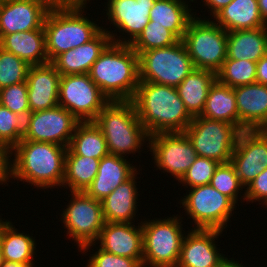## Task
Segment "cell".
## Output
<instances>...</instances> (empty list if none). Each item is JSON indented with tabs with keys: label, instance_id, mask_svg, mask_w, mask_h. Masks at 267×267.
Listing matches in <instances>:
<instances>
[{
	"label": "cell",
	"instance_id": "3957f363",
	"mask_svg": "<svg viewBox=\"0 0 267 267\" xmlns=\"http://www.w3.org/2000/svg\"><path fill=\"white\" fill-rule=\"evenodd\" d=\"M88 74L110 101L132 100L139 85L138 54L131 45L111 42Z\"/></svg>",
	"mask_w": 267,
	"mask_h": 267
},
{
	"label": "cell",
	"instance_id": "f1b7e54d",
	"mask_svg": "<svg viewBox=\"0 0 267 267\" xmlns=\"http://www.w3.org/2000/svg\"><path fill=\"white\" fill-rule=\"evenodd\" d=\"M186 1L156 0L150 10L149 21L167 28L182 40L189 22L195 17Z\"/></svg>",
	"mask_w": 267,
	"mask_h": 267
},
{
	"label": "cell",
	"instance_id": "e575fe53",
	"mask_svg": "<svg viewBox=\"0 0 267 267\" xmlns=\"http://www.w3.org/2000/svg\"><path fill=\"white\" fill-rule=\"evenodd\" d=\"M179 41L172 31L160 25H153L149 21L131 47L136 53H142L146 50L168 47Z\"/></svg>",
	"mask_w": 267,
	"mask_h": 267
},
{
	"label": "cell",
	"instance_id": "2e32d148",
	"mask_svg": "<svg viewBox=\"0 0 267 267\" xmlns=\"http://www.w3.org/2000/svg\"><path fill=\"white\" fill-rule=\"evenodd\" d=\"M156 0H108L106 3V17L110 24L114 25L118 32L127 33V39L115 38L117 33L108 31L114 43L131 45L142 33L144 27L149 23L150 10ZM125 32V33H124ZM116 34V35H115ZM130 35V36H129ZM122 40H121V38ZM130 37V38H129ZM117 39V40H116Z\"/></svg>",
	"mask_w": 267,
	"mask_h": 267
},
{
	"label": "cell",
	"instance_id": "74e56055",
	"mask_svg": "<svg viewBox=\"0 0 267 267\" xmlns=\"http://www.w3.org/2000/svg\"><path fill=\"white\" fill-rule=\"evenodd\" d=\"M220 193L229 197L235 204L238 203V194L242 193L245 186L241 183L237 173L230 162L220 163L215 170L214 175L209 183Z\"/></svg>",
	"mask_w": 267,
	"mask_h": 267
},
{
	"label": "cell",
	"instance_id": "52a82bcc",
	"mask_svg": "<svg viewBox=\"0 0 267 267\" xmlns=\"http://www.w3.org/2000/svg\"><path fill=\"white\" fill-rule=\"evenodd\" d=\"M182 41L195 68L217 73L227 58V31L213 20L195 16Z\"/></svg>",
	"mask_w": 267,
	"mask_h": 267
},
{
	"label": "cell",
	"instance_id": "7bdbcfd3",
	"mask_svg": "<svg viewBox=\"0 0 267 267\" xmlns=\"http://www.w3.org/2000/svg\"><path fill=\"white\" fill-rule=\"evenodd\" d=\"M10 150L0 145V184H7L11 178V154Z\"/></svg>",
	"mask_w": 267,
	"mask_h": 267
},
{
	"label": "cell",
	"instance_id": "f35d334b",
	"mask_svg": "<svg viewBox=\"0 0 267 267\" xmlns=\"http://www.w3.org/2000/svg\"><path fill=\"white\" fill-rule=\"evenodd\" d=\"M219 164L216 160L197 156L179 182L186 188L208 185Z\"/></svg>",
	"mask_w": 267,
	"mask_h": 267
},
{
	"label": "cell",
	"instance_id": "d6986e66",
	"mask_svg": "<svg viewBox=\"0 0 267 267\" xmlns=\"http://www.w3.org/2000/svg\"><path fill=\"white\" fill-rule=\"evenodd\" d=\"M139 224L105 222L97 239L98 247L111 254L135 258L142 265L143 234Z\"/></svg>",
	"mask_w": 267,
	"mask_h": 267
},
{
	"label": "cell",
	"instance_id": "5bb4252c",
	"mask_svg": "<svg viewBox=\"0 0 267 267\" xmlns=\"http://www.w3.org/2000/svg\"><path fill=\"white\" fill-rule=\"evenodd\" d=\"M80 121L62 106L31 112L26 117L22 140L48 142L69 147Z\"/></svg>",
	"mask_w": 267,
	"mask_h": 267
},
{
	"label": "cell",
	"instance_id": "4dcf8cb0",
	"mask_svg": "<svg viewBox=\"0 0 267 267\" xmlns=\"http://www.w3.org/2000/svg\"><path fill=\"white\" fill-rule=\"evenodd\" d=\"M200 116L230 123L238 129V109L234 89L216 79L209 89Z\"/></svg>",
	"mask_w": 267,
	"mask_h": 267
},
{
	"label": "cell",
	"instance_id": "1f68e13d",
	"mask_svg": "<svg viewBox=\"0 0 267 267\" xmlns=\"http://www.w3.org/2000/svg\"><path fill=\"white\" fill-rule=\"evenodd\" d=\"M101 159L76 155L69 147L65 155L62 187L72 191H85L95 179Z\"/></svg>",
	"mask_w": 267,
	"mask_h": 267
},
{
	"label": "cell",
	"instance_id": "8992f818",
	"mask_svg": "<svg viewBox=\"0 0 267 267\" xmlns=\"http://www.w3.org/2000/svg\"><path fill=\"white\" fill-rule=\"evenodd\" d=\"M173 216L141 221L142 267H176L185 231L182 229V218Z\"/></svg>",
	"mask_w": 267,
	"mask_h": 267
},
{
	"label": "cell",
	"instance_id": "44dd1931",
	"mask_svg": "<svg viewBox=\"0 0 267 267\" xmlns=\"http://www.w3.org/2000/svg\"><path fill=\"white\" fill-rule=\"evenodd\" d=\"M238 130H267V85L253 83L234 87Z\"/></svg>",
	"mask_w": 267,
	"mask_h": 267
},
{
	"label": "cell",
	"instance_id": "d4e9b609",
	"mask_svg": "<svg viewBox=\"0 0 267 267\" xmlns=\"http://www.w3.org/2000/svg\"><path fill=\"white\" fill-rule=\"evenodd\" d=\"M0 47L21 58L30 66L49 63L44 28L4 35Z\"/></svg>",
	"mask_w": 267,
	"mask_h": 267
},
{
	"label": "cell",
	"instance_id": "681fc988",
	"mask_svg": "<svg viewBox=\"0 0 267 267\" xmlns=\"http://www.w3.org/2000/svg\"><path fill=\"white\" fill-rule=\"evenodd\" d=\"M1 267H35L34 264H22L17 262L4 261Z\"/></svg>",
	"mask_w": 267,
	"mask_h": 267
},
{
	"label": "cell",
	"instance_id": "ffe728a7",
	"mask_svg": "<svg viewBox=\"0 0 267 267\" xmlns=\"http://www.w3.org/2000/svg\"><path fill=\"white\" fill-rule=\"evenodd\" d=\"M60 77L51 62L29 67L26 82L30 112L47 110L59 105Z\"/></svg>",
	"mask_w": 267,
	"mask_h": 267
},
{
	"label": "cell",
	"instance_id": "f6af8a7d",
	"mask_svg": "<svg viewBox=\"0 0 267 267\" xmlns=\"http://www.w3.org/2000/svg\"><path fill=\"white\" fill-rule=\"evenodd\" d=\"M232 0H203V4L206 8H209L211 13L210 16L214 17L220 10L226 7Z\"/></svg>",
	"mask_w": 267,
	"mask_h": 267
},
{
	"label": "cell",
	"instance_id": "836d02e7",
	"mask_svg": "<svg viewBox=\"0 0 267 267\" xmlns=\"http://www.w3.org/2000/svg\"><path fill=\"white\" fill-rule=\"evenodd\" d=\"M256 62L226 59L216 73V79L231 88L256 83Z\"/></svg>",
	"mask_w": 267,
	"mask_h": 267
},
{
	"label": "cell",
	"instance_id": "ab89813d",
	"mask_svg": "<svg viewBox=\"0 0 267 267\" xmlns=\"http://www.w3.org/2000/svg\"><path fill=\"white\" fill-rule=\"evenodd\" d=\"M0 104L7 107L11 112L26 118L31 113L27 82L0 89Z\"/></svg>",
	"mask_w": 267,
	"mask_h": 267
},
{
	"label": "cell",
	"instance_id": "e0dca14e",
	"mask_svg": "<svg viewBox=\"0 0 267 267\" xmlns=\"http://www.w3.org/2000/svg\"><path fill=\"white\" fill-rule=\"evenodd\" d=\"M52 6L49 0L0 1V39L7 34L42 28Z\"/></svg>",
	"mask_w": 267,
	"mask_h": 267
},
{
	"label": "cell",
	"instance_id": "bcb514c9",
	"mask_svg": "<svg viewBox=\"0 0 267 267\" xmlns=\"http://www.w3.org/2000/svg\"><path fill=\"white\" fill-rule=\"evenodd\" d=\"M90 0H49L53 6L82 5L86 6Z\"/></svg>",
	"mask_w": 267,
	"mask_h": 267
},
{
	"label": "cell",
	"instance_id": "c3c4849f",
	"mask_svg": "<svg viewBox=\"0 0 267 267\" xmlns=\"http://www.w3.org/2000/svg\"><path fill=\"white\" fill-rule=\"evenodd\" d=\"M258 5L261 17L267 24V0H258Z\"/></svg>",
	"mask_w": 267,
	"mask_h": 267
},
{
	"label": "cell",
	"instance_id": "7dc6e473",
	"mask_svg": "<svg viewBox=\"0 0 267 267\" xmlns=\"http://www.w3.org/2000/svg\"><path fill=\"white\" fill-rule=\"evenodd\" d=\"M216 267H246V266H243L238 261H235L234 258L228 259L227 257H225Z\"/></svg>",
	"mask_w": 267,
	"mask_h": 267
},
{
	"label": "cell",
	"instance_id": "9c48e42d",
	"mask_svg": "<svg viewBox=\"0 0 267 267\" xmlns=\"http://www.w3.org/2000/svg\"><path fill=\"white\" fill-rule=\"evenodd\" d=\"M67 208L61 214V221L67 229V236L74 239L78 250L83 253L97 242L104 227L102 202L88 196L83 191H72ZM80 248V249H79Z\"/></svg>",
	"mask_w": 267,
	"mask_h": 267
},
{
	"label": "cell",
	"instance_id": "4fadbf2b",
	"mask_svg": "<svg viewBox=\"0 0 267 267\" xmlns=\"http://www.w3.org/2000/svg\"><path fill=\"white\" fill-rule=\"evenodd\" d=\"M157 169L171 173L178 182L194 163L197 154L184 132L157 133L147 144Z\"/></svg>",
	"mask_w": 267,
	"mask_h": 267
},
{
	"label": "cell",
	"instance_id": "7c38bea8",
	"mask_svg": "<svg viewBox=\"0 0 267 267\" xmlns=\"http://www.w3.org/2000/svg\"><path fill=\"white\" fill-rule=\"evenodd\" d=\"M109 102L89 74L60 77L59 106L68 110L80 122L93 121Z\"/></svg>",
	"mask_w": 267,
	"mask_h": 267
},
{
	"label": "cell",
	"instance_id": "5b68a950",
	"mask_svg": "<svg viewBox=\"0 0 267 267\" xmlns=\"http://www.w3.org/2000/svg\"><path fill=\"white\" fill-rule=\"evenodd\" d=\"M84 7L52 6L47 13L43 28L49 62L63 52L89 42L103 29L84 16Z\"/></svg>",
	"mask_w": 267,
	"mask_h": 267
},
{
	"label": "cell",
	"instance_id": "9a60e30c",
	"mask_svg": "<svg viewBox=\"0 0 267 267\" xmlns=\"http://www.w3.org/2000/svg\"><path fill=\"white\" fill-rule=\"evenodd\" d=\"M230 163L246 188L267 167V130L240 131Z\"/></svg>",
	"mask_w": 267,
	"mask_h": 267
},
{
	"label": "cell",
	"instance_id": "484cf974",
	"mask_svg": "<svg viewBox=\"0 0 267 267\" xmlns=\"http://www.w3.org/2000/svg\"><path fill=\"white\" fill-rule=\"evenodd\" d=\"M267 54V26L227 32V58L257 62Z\"/></svg>",
	"mask_w": 267,
	"mask_h": 267
},
{
	"label": "cell",
	"instance_id": "cb8c5ba5",
	"mask_svg": "<svg viewBox=\"0 0 267 267\" xmlns=\"http://www.w3.org/2000/svg\"><path fill=\"white\" fill-rule=\"evenodd\" d=\"M137 172L101 201L105 222L133 223L132 221L135 220L139 195L136 187Z\"/></svg>",
	"mask_w": 267,
	"mask_h": 267
},
{
	"label": "cell",
	"instance_id": "f546056e",
	"mask_svg": "<svg viewBox=\"0 0 267 267\" xmlns=\"http://www.w3.org/2000/svg\"><path fill=\"white\" fill-rule=\"evenodd\" d=\"M11 221L0 218V247L4 261L35 264L36 242L29 234L17 232Z\"/></svg>",
	"mask_w": 267,
	"mask_h": 267
},
{
	"label": "cell",
	"instance_id": "ee69618b",
	"mask_svg": "<svg viewBox=\"0 0 267 267\" xmlns=\"http://www.w3.org/2000/svg\"><path fill=\"white\" fill-rule=\"evenodd\" d=\"M256 83L267 85V54L256 62Z\"/></svg>",
	"mask_w": 267,
	"mask_h": 267
},
{
	"label": "cell",
	"instance_id": "8d00e7d4",
	"mask_svg": "<svg viewBox=\"0 0 267 267\" xmlns=\"http://www.w3.org/2000/svg\"><path fill=\"white\" fill-rule=\"evenodd\" d=\"M30 65L0 47V89L26 82Z\"/></svg>",
	"mask_w": 267,
	"mask_h": 267
},
{
	"label": "cell",
	"instance_id": "d590c367",
	"mask_svg": "<svg viewBox=\"0 0 267 267\" xmlns=\"http://www.w3.org/2000/svg\"><path fill=\"white\" fill-rule=\"evenodd\" d=\"M26 118L0 104V144L10 151L23 139Z\"/></svg>",
	"mask_w": 267,
	"mask_h": 267
},
{
	"label": "cell",
	"instance_id": "30bf717a",
	"mask_svg": "<svg viewBox=\"0 0 267 267\" xmlns=\"http://www.w3.org/2000/svg\"><path fill=\"white\" fill-rule=\"evenodd\" d=\"M197 156L230 162L240 131L232 124L195 116L184 130Z\"/></svg>",
	"mask_w": 267,
	"mask_h": 267
},
{
	"label": "cell",
	"instance_id": "83f0119b",
	"mask_svg": "<svg viewBox=\"0 0 267 267\" xmlns=\"http://www.w3.org/2000/svg\"><path fill=\"white\" fill-rule=\"evenodd\" d=\"M216 80V73L195 68L177 87L178 95L192 116H200L204 110L208 92Z\"/></svg>",
	"mask_w": 267,
	"mask_h": 267
},
{
	"label": "cell",
	"instance_id": "4316f807",
	"mask_svg": "<svg viewBox=\"0 0 267 267\" xmlns=\"http://www.w3.org/2000/svg\"><path fill=\"white\" fill-rule=\"evenodd\" d=\"M214 18L227 32L267 26L261 17L258 0H232Z\"/></svg>",
	"mask_w": 267,
	"mask_h": 267
},
{
	"label": "cell",
	"instance_id": "277c9868",
	"mask_svg": "<svg viewBox=\"0 0 267 267\" xmlns=\"http://www.w3.org/2000/svg\"><path fill=\"white\" fill-rule=\"evenodd\" d=\"M93 122L103 133L110 154L135 155L149 141L132 100L110 101Z\"/></svg>",
	"mask_w": 267,
	"mask_h": 267
},
{
	"label": "cell",
	"instance_id": "60d3db41",
	"mask_svg": "<svg viewBox=\"0 0 267 267\" xmlns=\"http://www.w3.org/2000/svg\"><path fill=\"white\" fill-rule=\"evenodd\" d=\"M97 250L89 256L87 267H142L135 258L118 256L100 248Z\"/></svg>",
	"mask_w": 267,
	"mask_h": 267
},
{
	"label": "cell",
	"instance_id": "603a6c76",
	"mask_svg": "<svg viewBox=\"0 0 267 267\" xmlns=\"http://www.w3.org/2000/svg\"><path fill=\"white\" fill-rule=\"evenodd\" d=\"M135 167L125 157L109 153L100 160L97 175L84 192L95 200L102 201L137 171Z\"/></svg>",
	"mask_w": 267,
	"mask_h": 267
},
{
	"label": "cell",
	"instance_id": "d6a6232c",
	"mask_svg": "<svg viewBox=\"0 0 267 267\" xmlns=\"http://www.w3.org/2000/svg\"><path fill=\"white\" fill-rule=\"evenodd\" d=\"M69 148L76 155L96 159L109 154L105 137L93 121L80 122L76 126Z\"/></svg>",
	"mask_w": 267,
	"mask_h": 267
},
{
	"label": "cell",
	"instance_id": "ac0fdd59",
	"mask_svg": "<svg viewBox=\"0 0 267 267\" xmlns=\"http://www.w3.org/2000/svg\"><path fill=\"white\" fill-rule=\"evenodd\" d=\"M187 233L181 244L176 267H216L225 258V254H221L215 244V239L222 231L192 227Z\"/></svg>",
	"mask_w": 267,
	"mask_h": 267
},
{
	"label": "cell",
	"instance_id": "6da1fadb",
	"mask_svg": "<svg viewBox=\"0 0 267 267\" xmlns=\"http://www.w3.org/2000/svg\"><path fill=\"white\" fill-rule=\"evenodd\" d=\"M132 101L138 118L149 136L157 133L184 132L193 120L176 87L139 82Z\"/></svg>",
	"mask_w": 267,
	"mask_h": 267
},
{
	"label": "cell",
	"instance_id": "f907efd6",
	"mask_svg": "<svg viewBox=\"0 0 267 267\" xmlns=\"http://www.w3.org/2000/svg\"><path fill=\"white\" fill-rule=\"evenodd\" d=\"M3 262H4V258H3L2 250L0 247V267L3 265Z\"/></svg>",
	"mask_w": 267,
	"mask_h": 267
},
{
	"label": "cell",
	"instance_id": "7a4b0ae2",
	"mask_svg": "<svg viewBox=\"0 0 267 267\" xmlns=\"http://www.w3.org/2000/svg\"><path fill=\"white\" fill-rule=\"evenodd\" d=\"M67 147L48 142L21 140L10 152L11 178L41 189L60 187L64 179ZM15 152V153H14Z\"/></svg>",
	"mask_w": 267,
	"mask_h": 267
},
{
	"label": "cell",
	"instance_id": "b9f144b4",
	"mask_svg": "<svg viewBox=\"0 0 267 267\" xmlns=\"http://www.w3.org/2000/svg\"><path fill=\"white\" fill-rule=\"evenodd\" d=\"M244 191L243 201H261L267 206V167L254 180H252Z\"/></svg>",
	"mask_w": 267,
	"mask_h": 267
},
{
	"label": "cell",
	"instance_id": "ba28073f",
	"mask_svg": "<svg viewBox=\"0 0 267 267\" xmlns=\"http://www.w3.org/2000/svg\"><path fill=\"white\" fill-rule=\"evenodd\" d=\"M137 54L139 82L177 87L195 69L182 40Z\"/></svg>",
	"mask_w": 267,
	"mask_h": 267
},
{
	"label": "cell",
	"instance_id": "8fae6325",
	"mask_svg": "<svg viewBox=\"0 0 267 267\" xmlns=\"http://www.w3.org/2000/svg\"><path fill=\"white\" fill-rule=\"evenodd\" d=\"M187 196L180 200L186 214L193 219L195 229H216L223 231L230 222L236 204L216 188L202 185L190 188Z\"/></svg>",
	"mask_w": 267,
	"mask_h": 267
},
{
	"label": "cell",
	"instance_id": "7402d4cb",
	"mask_svg": "<svg viewBox=\"0 0 267 267\" xmlns=\"http://www.w3.org/2000/svg\"><path fill=\"white\" fill-rule=\"evenodd\" d=\"M111 42L110 34L102 29L92 40L63 52L51 63L61 76L88 74L93 63Z\"/></svg>",
	"mask_w": 267,
	"mask_h": 267
}]
</instances>
